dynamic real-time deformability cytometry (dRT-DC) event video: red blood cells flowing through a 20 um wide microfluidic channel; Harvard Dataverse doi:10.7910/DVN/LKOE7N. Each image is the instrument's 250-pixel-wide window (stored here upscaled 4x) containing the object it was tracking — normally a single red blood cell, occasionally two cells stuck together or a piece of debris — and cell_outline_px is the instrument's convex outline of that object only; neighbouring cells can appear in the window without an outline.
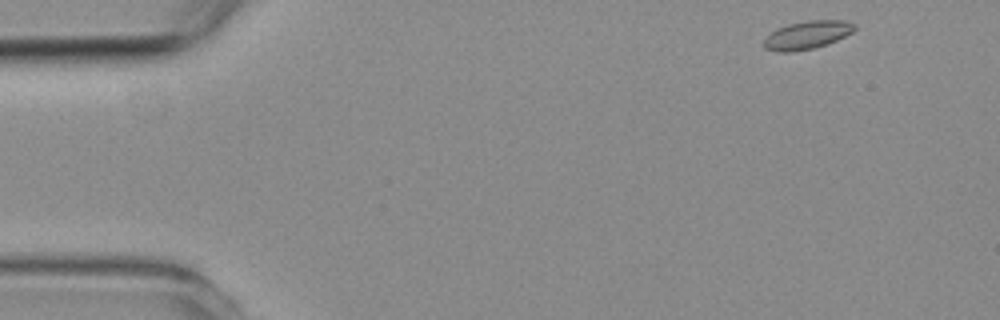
{"species": "common noctule bat (a hibernating species)", "species_latin": "Nyctalus noctula", "temperature_condition": "room temperature", "stored_images_in_passage": 4, "camera_frame_rate_fps": 3000, "um_per_image_px": 0.085, "animal": {"sex": "female", "body_mass_g": 19.3, "forearm_length_mm": 54.1}, "frame": {"image": 1, "passage_image": 1, "time_ms": 0.0, "image_size_px": [1000, 320], "cell_outline_px": [[856, 28], [852, 32], [836, 40], [812, 48], [792, 52], [776, 52], [764, 48], [764, 40], [776, 28], [788, 24], [808, 20], [848, 20], [856, 24]], "centroid_in_image_um": [68.61, 2.96], "position_along_channel_um": 16.4, "area_um2": 14.8}}
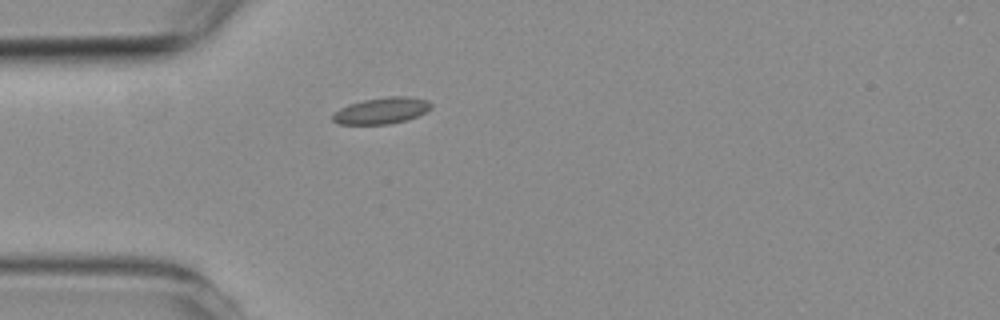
{"frame": {"image": 2, "passage_image": 4, "time_ms": 3.333, "image_size_px": [1000, 320], "cell_outline_px": [[432, 108], [408, 120], [388, 124], [340, 124], [332, 120], [332, 112], [348, 104], [364, 100], [388, 96], [408, 96], [428, 100], [432, 104]], "centroid_in_image_um": [32.42, 9.4], "position_along_channel_um": 52.6, "area_um2": 15.2}}